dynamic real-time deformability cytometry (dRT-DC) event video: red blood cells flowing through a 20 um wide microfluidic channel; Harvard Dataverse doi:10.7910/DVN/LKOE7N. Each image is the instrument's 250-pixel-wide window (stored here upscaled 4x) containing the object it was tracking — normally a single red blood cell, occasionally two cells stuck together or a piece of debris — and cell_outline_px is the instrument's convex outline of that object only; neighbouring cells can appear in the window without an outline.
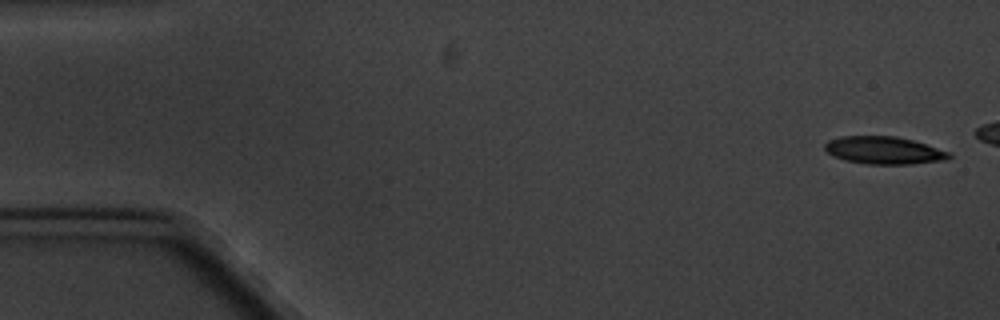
{"species": "common noctule bat (a hibernating species)", "species_latin": "Nyctalus noctula", "temperature_condition": "cold", "stored_images_in_passage": 4, "camera_frame_rate_fps": 3000, "um_per_image_px": 0.085, "animal": {"sex": "male", "body_mass_g": 20.1, "forearm_length_mm": 53.5}, "frame": {"image": 1, "passage_image": 1, "time_ms": 0.0, "image_size_px": [1000, 320], "cell_outline_px": [[952, 156], [948, 160], [912, 164], [868, 164], [844, 160], [832, 156], [824, 148], [824, 144], [828, 140], [840, 136], [896, 136], [912, 140], [952, 152]], "centroid_in_image_um": [75.15, 12.78], "position_along_channel_um": 9.8, "area_um2": 20.17}}